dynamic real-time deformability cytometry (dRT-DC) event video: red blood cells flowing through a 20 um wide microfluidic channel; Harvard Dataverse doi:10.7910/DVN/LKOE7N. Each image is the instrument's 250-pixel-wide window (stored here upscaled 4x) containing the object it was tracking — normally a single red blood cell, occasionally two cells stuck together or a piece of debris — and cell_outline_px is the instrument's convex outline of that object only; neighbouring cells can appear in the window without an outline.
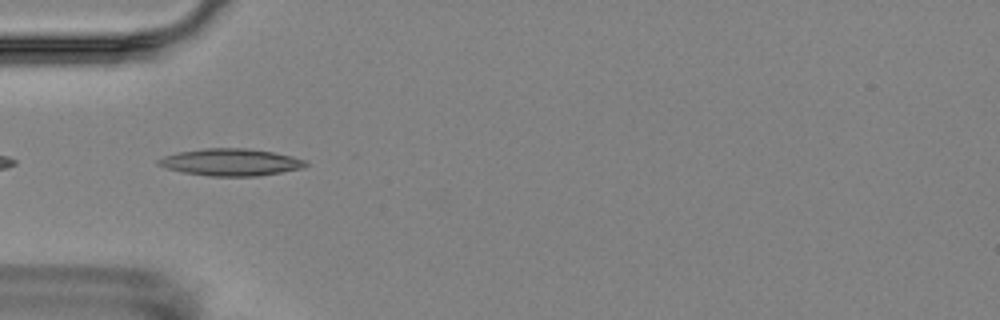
{"species": "Egyptian fruit bat (a non-hibernating species)", "species_latin": "Rousettus aegyptiacus", "temperature_condition": "room temperature", "stored_images_in_passage": 5, "camera_frame_rate_fps": 3000, "um_per_image_px": 0.085, "animal": {"sex": "female"}, "frame": {"image": 1, "passage_image": 4, "time_ms": 3.333, "image_size_px": [1000, 320], "cell_outline_px": [[308, 164], [304, 168], [256, 176], [208, 176], [184, 172], [168, 168], [156, 164], [156, 160], [164, 156], [176, 152], [204, 148], [248, 148], [272, 152], [292, 156], [304, 160]], "centroid_in_image_um": [19.59, 13.78], "position_along_channel_um": 65.4, "area_um2": 23.18}}